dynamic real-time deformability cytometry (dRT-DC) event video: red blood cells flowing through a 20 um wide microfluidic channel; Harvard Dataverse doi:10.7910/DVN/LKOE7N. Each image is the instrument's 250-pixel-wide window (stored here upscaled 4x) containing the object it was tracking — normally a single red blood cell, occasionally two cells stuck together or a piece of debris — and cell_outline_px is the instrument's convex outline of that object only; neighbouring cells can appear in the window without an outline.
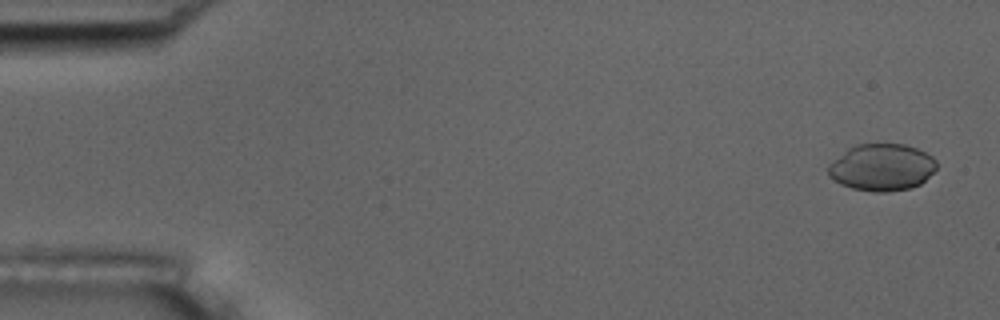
{"species": "common noctule bat (a hibernating species)", "species_latin": "Nyctalus noctula", "temperature_condition": "room temperature", "stored_images_in_passage": 54, "camera_frame_rate_fps": 3000, "um_per_image_px": 0.085, "animal": {"sex": "male", "body_mass_g": 17.5, "forearm_length_mm": 52.3}, "frame": {"image": 1, "passage_image": 3, "time_ms": 0.667, "image_size_px": [1000, 320], "cell_outline_px": [[936, 168], [920, 184], [908, 188], [888, 192], [876, 192], [852, 188], [840, 184], [828, 176], [828, 164], [848, 148], [856, 144], [904, 144], [916, 148], [932, 156], [936, 160]], "centroid_in_image_um": [74.93, 14.22], "position_along_channel_um": 10.1, "area_um2": 29.54}}
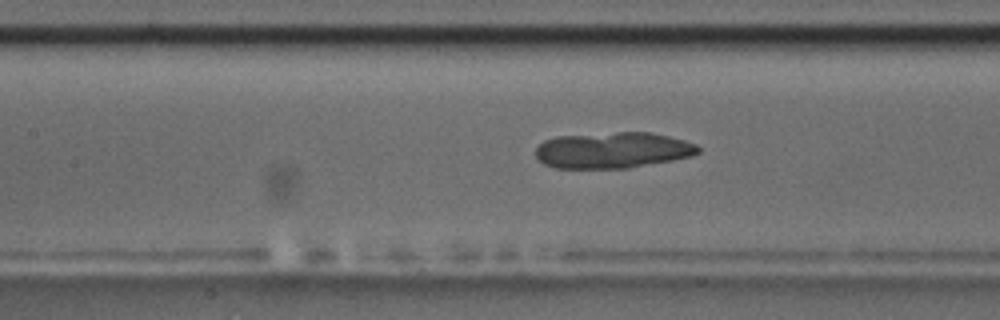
{"frame": {"image": 2, "passage_image": 25, "time_ms": 8.0, "image_size_px": [1000, 320], "cell_outline_px": [[700, 152], [692, 156], [672, 160], [628, 168], [556, 168], [544, 164], [536, 156], [536, 148], [544, 140], [556, 136], [616, 132], [652, 132], [684, 140], [696, 144], [700, 148]], "centroid_in_image_um": [52.09, 12.76], "position_along_channel_um": 155.3, "area_um2": 34.22}}
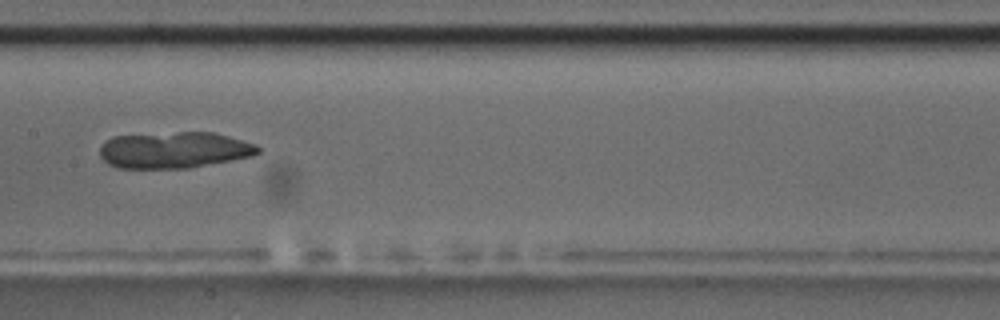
{"frame": {"image": 3, "passage_image": 28, "time_ms": 9.0, "image_size_px": [1000, 320], "cell_outline_px": [[260, 152], [252, 156], [188, 168], [120, 168], [108, 164], [100, 156], [100, 144], [104, 140], [112, 136], [176, 132], [212, 132], [228, 136], [256, 144], [260, 148]], "centroid_in_image_um": [14.77, 12.74], "position_along_channel_um": 192.6, "area_um2": 33.58}}